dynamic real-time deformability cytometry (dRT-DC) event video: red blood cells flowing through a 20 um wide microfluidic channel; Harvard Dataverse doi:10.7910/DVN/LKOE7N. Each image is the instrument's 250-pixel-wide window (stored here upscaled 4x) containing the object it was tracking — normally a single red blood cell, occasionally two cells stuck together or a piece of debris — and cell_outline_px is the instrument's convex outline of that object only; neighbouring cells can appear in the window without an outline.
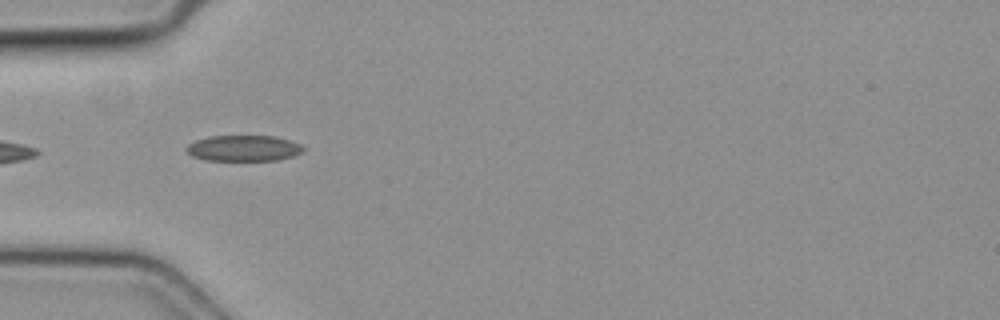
{"species": "common noctule bat (a hibernating species)", "species_latin": "Nyctalus noctula", "temperature_condition": "cold", "stored_images_in_passage": 3, "camera_frame_rate_fps": 3000, "um_per_image_px": 0.085, "animal": {"sex": "female", "body_mass_g": 19.3, "forearm_length_mm": 54.1}, "frame": {"image": 1, "passage_image": 1, "time_ms": 0.0, "image_size_px": [1000, 320], "cell_outline_px": [[304, 152], [292, 156], [276, 160], [204, 160], [192, 156], [184, 148], [188, 144], [196, 140], [208, 136], [276, 136], [300, 144], [304, 148]], "centroid_in_image_um": [20.69, 12.59], "position_along_channel_um": 64.3, "area_um2": 17.63}}
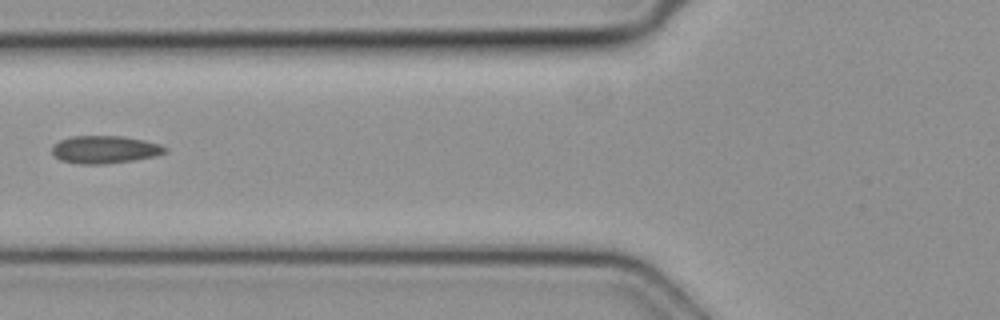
{"frame": {"image": 2, "passage_image": 2, "time_ms": 0.333, "image_size_px": [1000, 320], "cell_outline_px": [[168, 152], [156, 156], [132, 160], [104, 164], [80, 164], [60, 160], [52, 152], [52, 144], [68, 136], [124, 136], [144, 140], [160, 144], [168, 148]], "centroid_in_image_um": [8.91, 12.7], "position_along_channel_um": 116.9, "area_um2": 18.38}}
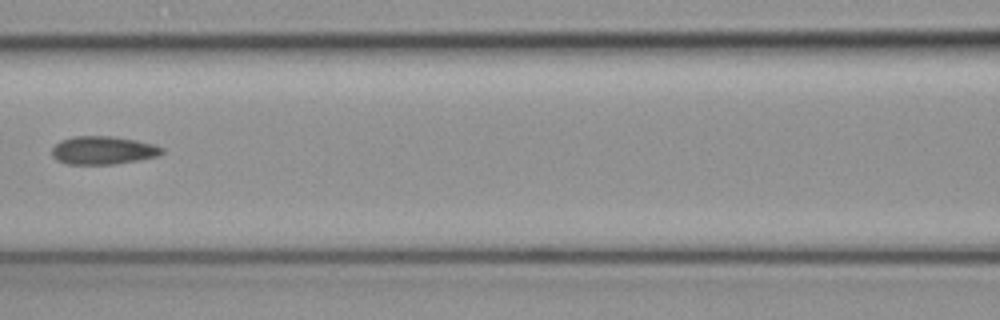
{"frame": {"image": 3, "passage_image": 3, "time_ms": 0.667, "image_size_px": [1000, 320], "cell_outline_px": [[164, 152], [160, 156], [140, 160], [116, 164], [64, 164], [56, 160], [52, 156], [52, 148], [60, 140], [72, 136], [112, 136], [136, 140], [152, 144], [164, 148]], "centroid_in_image_um": [8.76, 12.78], "position_along_channel_um": 157.8, "area_um2": 18.32}}